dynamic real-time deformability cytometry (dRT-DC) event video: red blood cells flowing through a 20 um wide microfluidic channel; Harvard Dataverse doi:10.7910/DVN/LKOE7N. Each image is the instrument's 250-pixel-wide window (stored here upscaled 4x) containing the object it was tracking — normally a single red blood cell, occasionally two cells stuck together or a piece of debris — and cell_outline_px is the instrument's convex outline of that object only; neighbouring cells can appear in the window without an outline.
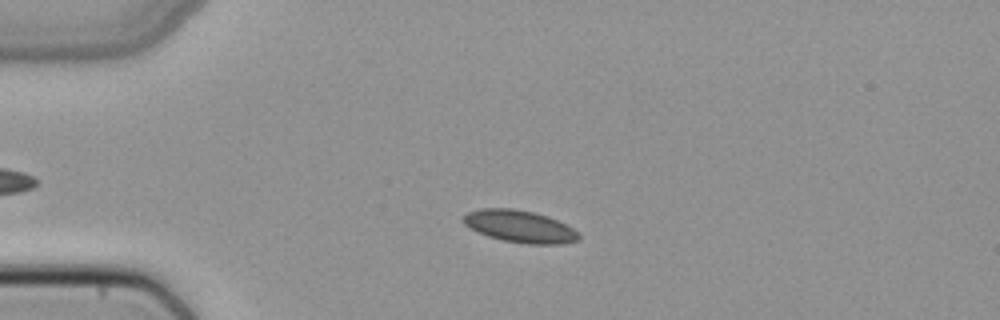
{"species": "common noctule bat (a hibernating species)", "species_latin": "Nyctalus noctula", "temperature_condition": "cold", "stored_images_in_passage": 34, "camera_frame_rate_fps": 3000, "um_per_image_px": 0.085, "animal": {"sex": "female", "body_mass_g": 22.7, "forearm_length_mm": 54.2}, "frame": {"image": 1, "passage_image": 5, "time_ms": 1.333, "image_size_px": [1000, 320], "cell_outline_px": [[580, 240], [564, 244], [528, 244], [504, 240], [488, 236], [464, 224], [460, 220], [468, 212], [480, 208], [512, 208], [532, 212], [548, 216], [580, 232]], "centroid_in_image_um": [44.2, 19.24], "position_along_channel_um": 40.8, "area_um2": 21.56}}
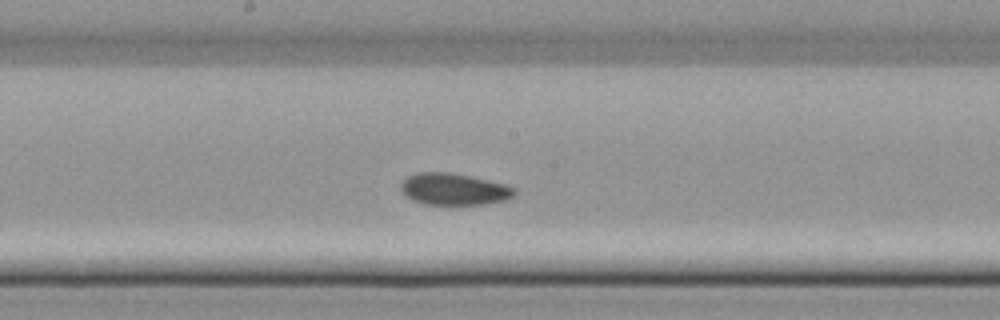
{"frame": {"image": 2, "passage_image": 20, "time_ms": 6.333, "image_size_px": [1000, 320], "cell_outline_px": [[516, 192], [512, 196], [504, 200], [484, 204], [424, 204], [400, 192], [400, 184], [408, 176], [420, 172], [448, 172], [472, 176], [504, 184], [516, 188]], "centroid_in_image_um": [38.58, 16.07], "position_along_channel_um": 209.6, "area_um2": 20.81}}
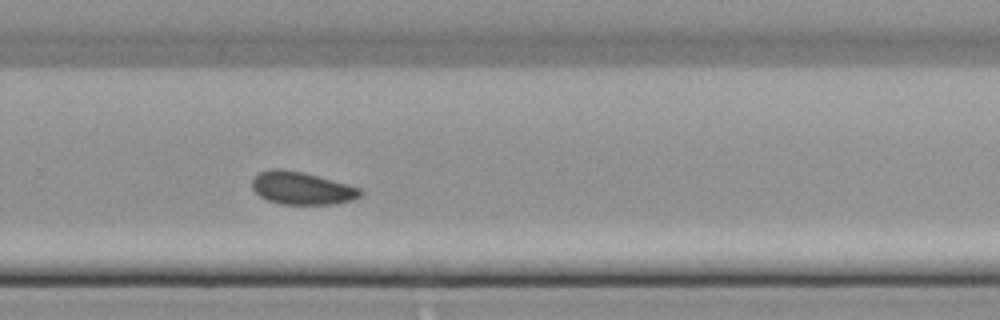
{"frame": {"image": 3, "passage_image": 27, "time_ms": 8.667, "image_size_px": [1000, 320], "cell_outline_px": [[364, 192], [360, 196], [352, 200], [336, 204], [280, 204], [268, 200], [260, 196], [252, 188], [252, 176], [260, 172], [272, 168], [280, 168], [304, 172], [360, 188]], "centroid_in_image_um": [25.63, 15.99], "position_along_channel_um": 304.2, "area_um2": 20.69}}